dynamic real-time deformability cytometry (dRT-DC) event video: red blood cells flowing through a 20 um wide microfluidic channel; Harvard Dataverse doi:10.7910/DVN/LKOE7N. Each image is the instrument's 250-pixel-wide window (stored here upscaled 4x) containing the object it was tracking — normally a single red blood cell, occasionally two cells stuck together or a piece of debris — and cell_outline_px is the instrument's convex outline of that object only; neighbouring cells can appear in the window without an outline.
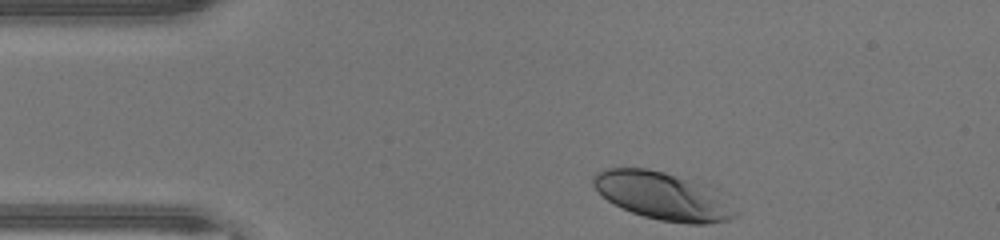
{"species": "human", "species_latin": "Homo sapiens", "temperature_condition": "warm", "stored_images_in_passage": 31, "camera_frame_rate_fps": 3000, "um_per_image_px": 0.085, "donor": {"sex": "male"}, "frame": {"image": 1, "passage_image": 1, "time_ms": 0.0, "image_size_px": [1000, 240], "cell_outline_px": [[740, 212], [736, 216], [728, 220], [704, 224], [688, 224], [660, 220], [644, 216], [632, 212], [608, 200], [592, 184], [592, 176], [596, 172], [604, 168], [648, 168], [716, 184], [728, 192]], "centroid_in_image_um": [56.57, 16.63], "position_along_channel_um": 28.4, "area_um2": 41.21}}
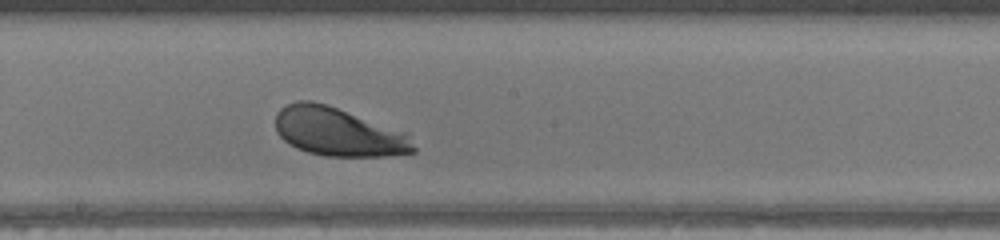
{"frame": {"image": 2, "passage_image": 18, "time_ms": 5.667, "image_size_px": [1000, 240], "cell_outline_px": [[416, 152], [388, 156], [324, 156], [308, 152], [296, 148], [288, 144], [276, 132], [276, 112], [280, 108], [296, 100], [312, 100], [336, 108], [404, 132], [408, 136], [416, 148]], "centroid_in_image_um": [28.7, 11.22], "position_along_channel_um": 219.5, "area_um2": 38.67}}
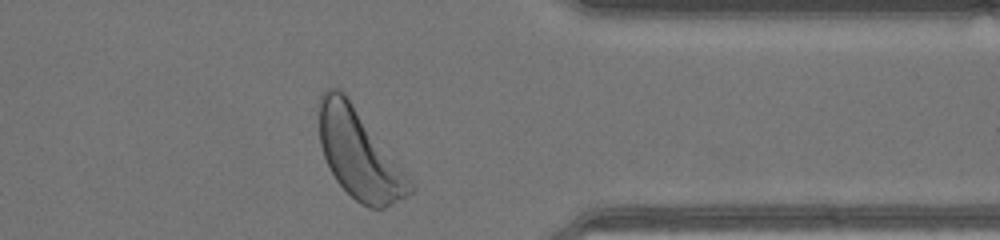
{"frame": {"image": 3, "passage_image": 30, "time_ms": 9.667, "image_size_px": [1000, 240], "cell_outline_px": [[416, 192], [384, 208], [368, 208], [360, 204], [336, 180], [324, 156], [320, 144], [320, 96], [324, 88], [336, 88], [344, 92], [416, 188]], "centroid_in_image_um": [30.52, 13.13], "position_along_channel_um": 380.9, "area_um2": 46.07}, "authors_computed_cell_mechanics": {"area_um2": 39.2462, "velocity_mm_per_s": 4.3707, "shape_relaxation_time_tau1_ms": 0.8087, "shape_relaxation_time_tau2_ms": null, "deformation_change_tau1": 0.0968, "deformation_change_tau2": null}}